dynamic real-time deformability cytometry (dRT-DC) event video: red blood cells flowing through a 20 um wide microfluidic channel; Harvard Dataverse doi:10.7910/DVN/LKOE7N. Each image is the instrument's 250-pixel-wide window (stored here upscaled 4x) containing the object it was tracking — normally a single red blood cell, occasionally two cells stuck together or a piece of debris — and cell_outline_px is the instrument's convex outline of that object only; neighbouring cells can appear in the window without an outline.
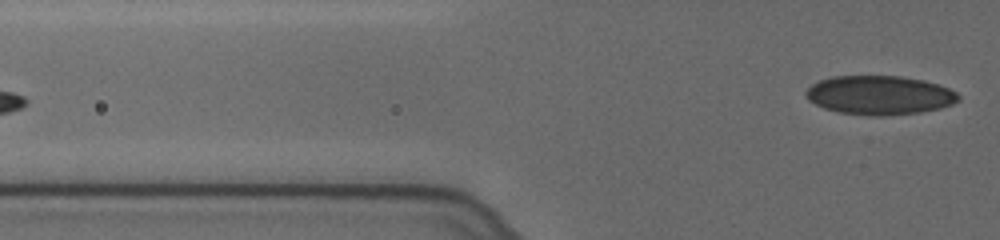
{"species": "human", "species_latin": "Homo sapiens", "temperature_condition": "cold", "stored_images_in_passage": 4, "segment_of_instrument_passage": [2, 2], "camera_frame_rate_fps": 3000, "um_per_image_px": 0.085, "donor": {"sex": "female"}, "frame": {"image": 1, "passage_image": 4, "time_ms": 1.0, "image_size_px": [1000, 240], "cell_outline_px": [[960, 100], [952, 104], [940, 108], [920, 112], [880, 116], [872, 116], [840, 112], [824, 108], [808, 100], [804, 92], [812, 84], [820, 80], [832, 76], [900, 76], [924, 80], [948, 88], [956, 92], [960, 96]], "centroid_in_image_um": [74.76, 8.08], "position_along_channel_um": 51.0, "area_um2": 34.56}}